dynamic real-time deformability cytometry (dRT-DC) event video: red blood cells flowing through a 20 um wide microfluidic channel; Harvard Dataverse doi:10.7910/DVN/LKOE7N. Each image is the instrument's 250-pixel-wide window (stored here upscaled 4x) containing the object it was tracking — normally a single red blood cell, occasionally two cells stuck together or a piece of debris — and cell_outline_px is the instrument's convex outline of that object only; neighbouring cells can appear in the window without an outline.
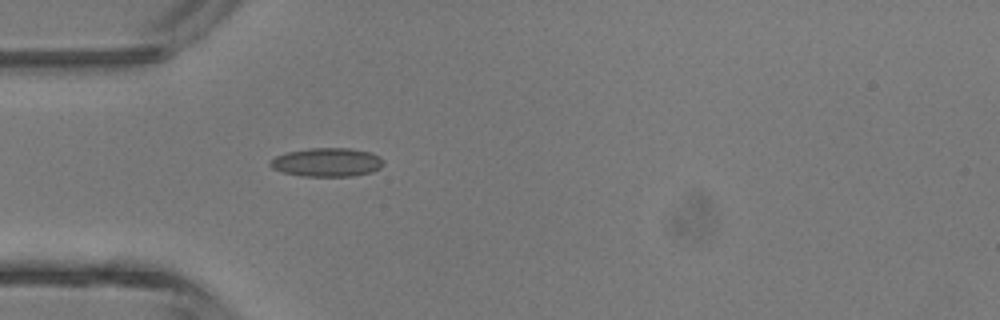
{"species": "common noctule bat (a hibernating species)", "species_latin": "Nyctalus noctula", "temperature_condition": "room temperature", "stored_images_in_passage": 1, "camera_frame_rate_fps": 3000, "um_per_image_px": 0.085, "animal": {"sex": "male", "body_mass_g": 13.3}, "frame": {"image": 1, "passage_image": 1, "time_ms": 0.0, "image_size_px": [1000, 320], "cell_outline_px": [[384, 164], [380, 168], [372, 172], [352, 176], [304, 176], [284, 172], [272, 168], [268, 164], [276, 156], [284, 152], [312, 148], [352, 148], [372, 152], [380, 156], [384, 160]], "centroid_in_image_um": [27.84, 13.78], "position_along_channel_um": 57.2, "area_um2": 19.07}}